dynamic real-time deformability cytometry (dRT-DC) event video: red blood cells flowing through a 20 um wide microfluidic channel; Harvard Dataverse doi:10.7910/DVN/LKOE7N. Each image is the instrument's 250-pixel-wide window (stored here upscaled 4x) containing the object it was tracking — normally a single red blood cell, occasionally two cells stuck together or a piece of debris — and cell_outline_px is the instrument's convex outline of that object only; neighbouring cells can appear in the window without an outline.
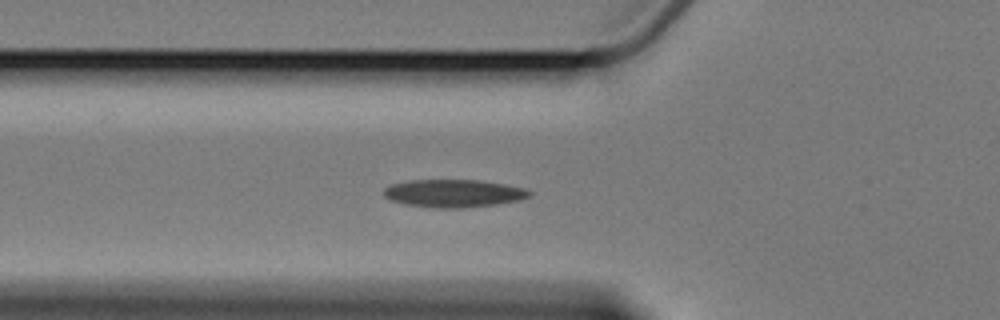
{"species": "Egyptian fruit bat (a non-hibernating species)", "species_latin": "Rousettus aegyptiacus", "temperature_condition": "cold", "stored_images_in_passage": 5, "camera_frame_rate_fps": 3000, "um_per_image_px": 0.085, "animal": {"sex": "female"}, "frame": {"image": 1, "passage_image": 5, "time_ms": 5.333, "image_size_px": [1000, 320], "cell_outline_px": [[532, 196], [520, 200], [496, 204], [464, 208], [432, 208], [404, 204], [388, 200], [384, 196], [384, 188], [392, 184], [408, 180], [484, 180], [524, 188], [532, 192]], "centroid_in_image_um": [38.55, 16.44], "position_along_channel_um": 87.2, "area_um2": 23.87}}